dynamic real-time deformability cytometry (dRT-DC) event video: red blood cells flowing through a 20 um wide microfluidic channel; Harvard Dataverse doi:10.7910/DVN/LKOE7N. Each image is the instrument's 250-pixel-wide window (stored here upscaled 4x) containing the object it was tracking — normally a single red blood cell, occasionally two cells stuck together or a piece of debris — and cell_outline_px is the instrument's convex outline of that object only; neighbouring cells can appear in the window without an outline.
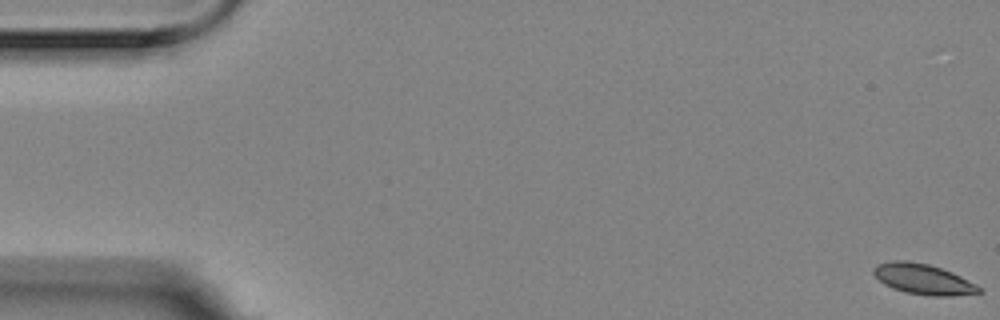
{"species": "Egyptian fruit bat (a non-hibernating species)", "species_latin": "Rousettus aegyptiacus", "temperature_condition": "room temperature", "stored_images_in_passage": 13, "camera_frame_rate_fps": 3000, "um_per_image_px": 0.085, "animal": {"sex": "female"}, "frame": {"image": 1, "passage_image": 1, "time_ms": 0.0, "image_size_px": [1000, 320], "cell_outline_px": [[984, 292], [952, 296], [932, 296], [904, 292], [892, 288], [884, 284], [872, 272], [872, 268], [876, 264], [892, 260], [904, 260], [928, 264], [952, 272], [984, 288]], "centroid_in_image_um": [78.48, 23.73], "position_along_channel_um": 6.5, "area_um2": 18.84}}